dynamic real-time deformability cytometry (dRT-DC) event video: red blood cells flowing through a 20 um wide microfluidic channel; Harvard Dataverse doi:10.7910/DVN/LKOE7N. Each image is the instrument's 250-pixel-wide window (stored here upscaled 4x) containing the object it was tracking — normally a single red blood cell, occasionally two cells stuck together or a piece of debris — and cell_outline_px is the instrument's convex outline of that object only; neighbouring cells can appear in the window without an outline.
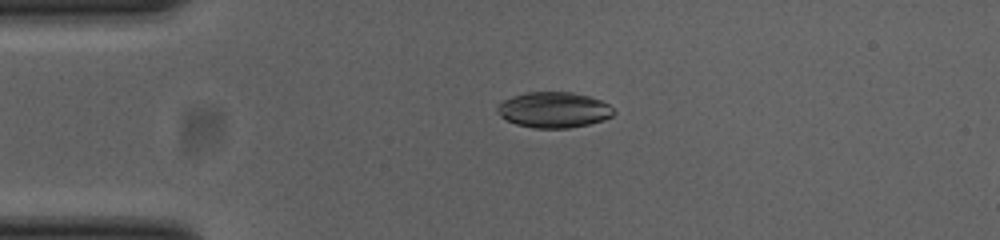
{"species": "common noctule bat (a hibernating species)", "species_latin": "Nyctalus noctula", "temperature_condition": "cold", "stored_images_in_passage": 44, "camera_frame_rate_fps": 3000, "um_per_image_px": 0.085, "animal": {"sex": "female", "body_mass_g": 23.0, "forearm_length_mm": 53.4}, "frame": {"image": 1, "passage_image": 3, "time_ms": 0.667, "image_size_px": [1000, 240], "cell_outline_px": [[616, 112], [612, 116], [604, 120], [588, 124], [568, 128], [532, 128], [516, 124], [500, 116], [496, 112], [496, 108], [504, 100], [512, 96], [528, 92], [572, 92], [588, 96], [600, 100], [608, 104]], "centroid_in_image_um": [47.07, 9.34], "position_along_channel_um": 37.9, "area_um2": 24.16}}
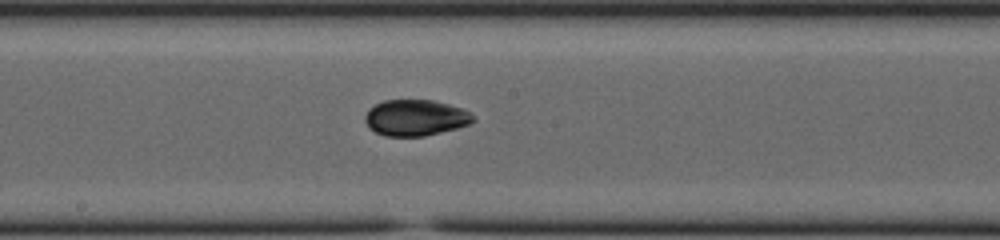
{"frame": {"image": 2, "passage_image": 19, "time_ms": 6.0, "image_size_px": [1000, 240], "cell_outline_px": [[476, 120], [468, 124], [456, 128], [424, 136], [384, 136], [368, 128], [364, 120], [364, 116], [368, 108], [384, 100], [432, 100], [448, 104], [460, 108], [476, 116]], "centroid_in_image_um": [35.28, 10.01], "position_along_channel_um": 212.9, "area_um2": 22.77}}
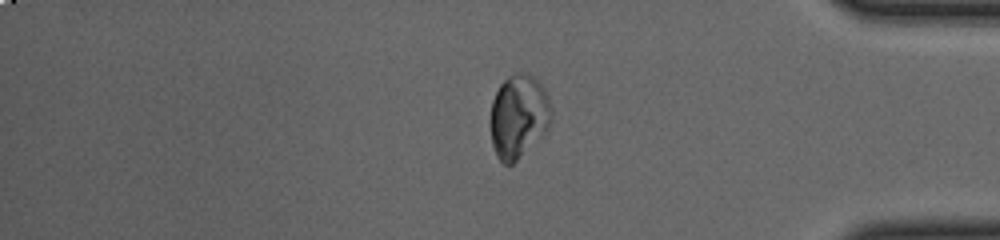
{"frame": {"image": 3, "passage_image": 35, "time_ms": 11.333, "image_size_px": [1000, 240], "cell_outline_px": [[552, 120], [548, 128], [512, 164], [504, 164], [496, 156], [492, 144], [488, 124], [488, 120], [492, 100], [500, 84], [508, 76], [516, 72], [528, 72], [544, 88], [548, 96], [552, 108]], "centroid_in_image_um": [44.04, 9.86], "position_along_channel_um": 391.2, "area_um2": 30.0}, "authors_computed_cell_mechanics": {"area_um2": 23.987, "velocity_mm_per_s": 3.8404, "shape_relaxation_time_tau1_ms": 5.135, "shape_relaxation_time_tau2_ms": null, "deformation_change_tau1": 0.1428, "deformation_change_tau2": null}}